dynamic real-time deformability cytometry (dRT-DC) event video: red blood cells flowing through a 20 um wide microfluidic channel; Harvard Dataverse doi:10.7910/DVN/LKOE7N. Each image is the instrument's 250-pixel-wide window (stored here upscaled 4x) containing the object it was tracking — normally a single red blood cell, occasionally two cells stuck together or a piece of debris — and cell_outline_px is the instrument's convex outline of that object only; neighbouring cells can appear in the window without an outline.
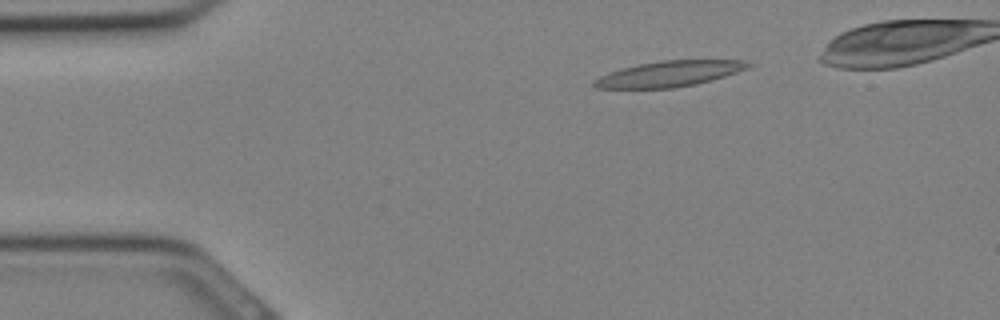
{"species": "Egyptian fruit bat (a non-hibernating species)", "species_latin": "Rousettus aegyptiacus", "temperature_condition": "cold", "stored_images_in_passage": 28, "camera_frame_rate_fps": 3000, "um_per_image_px": 0.085, "animal": {"sex": "female"}, "frame": {"image": 1, "passage_image": 5, "time_ms": 1.333, "image_size_px": [1000, 320], "cell_outline_px": [[756, 64], [748, 68], [712, 80], [696, 84], [672, 88], [596, 88], [592, 84], [592, 80], [608, 72], [620, 68], [636, 64], [660, 60], [744, 60]], "centroid_in_image_um": [56.87, 6.26], "position_along_channel_um": 28.1, "area_um2": 23.24}}
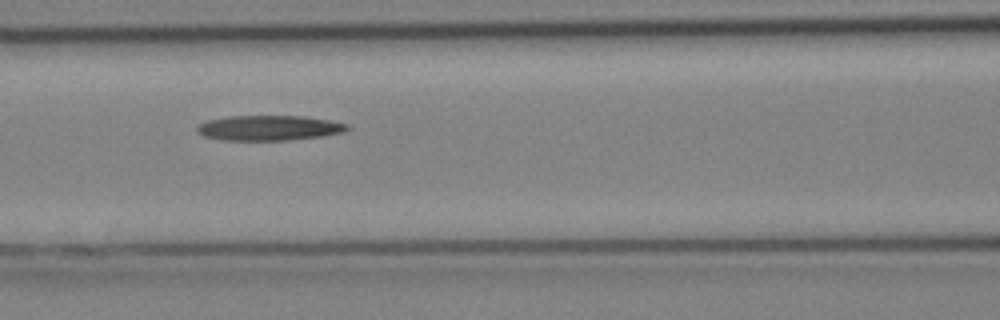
{"frame": {"image": 2, "passage_image": 13, "time_ms": 4.0, "image_size_px": [1000, 320], "cell_outline_px": [[352, 128], [344, 132], [324, 136], [288, 140], [220, 140], [204, 136], [196, 132], [196, 124], [208, 120], [228, 116], [304, 116], [328, 120], [348, 124]], "centroid_in_image_um": [22.85, 10.87], "position_along_channel_um": 143.7, "area_um2": 22.2}}
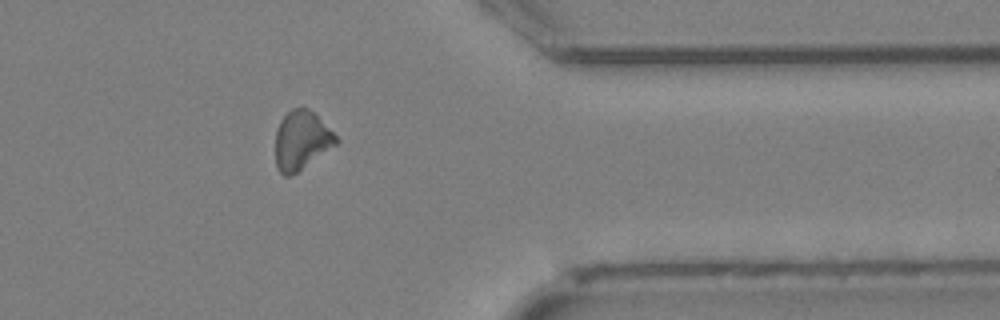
{"frame": {"image": 3, "passage_image": 25, "time_ms": 8.0, "image_size_px": [1000, 320], "cell_outline_px": [[340, 140], [336, 144], [296, 172], [288, 176], [284, 176], [276, 168], [276, 128], [280, 120], [292, 108], [308, 108], [316, 112]], "centroid_in_image_um": [25.62, 11.89], "position_along_channel_um": 385.8, "area_um2": 20.69}}